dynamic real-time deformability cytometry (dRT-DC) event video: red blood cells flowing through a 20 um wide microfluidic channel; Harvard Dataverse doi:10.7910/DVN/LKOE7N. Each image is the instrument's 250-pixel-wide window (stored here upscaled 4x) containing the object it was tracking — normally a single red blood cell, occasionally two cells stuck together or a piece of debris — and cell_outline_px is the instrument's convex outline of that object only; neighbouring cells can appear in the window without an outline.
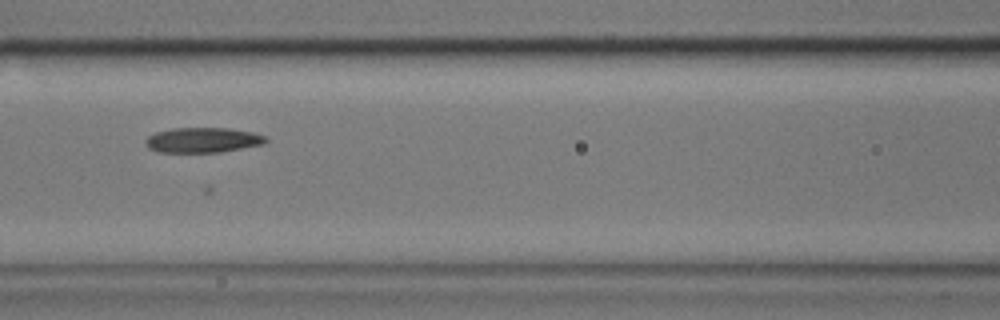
{"species": "common noctule bat (a hibernating species)", "species_latin": "Nyctalus noctula", "temperature_condition": "cold", "stored_images_in_passage": 8, "camera_frame_rate_fps": 3000, "um_per_image_px": 0.085, "animal": {"sex": "male", "body_mass_g": 17.9}, "frame": {"image": 1, "passage_image": 5, "time_ms": 1.333, "image_size_px": [1000, 320], "cell_outline_px": [[268, 140], [264, 144], [220, 152], [160, 152], [148, 148], [144, 144], [144, 140], [148, 136], [156, 132], [172, 128], [228, 128], [252, 132], [264, 136]], "centroid_in_image_um": [17.2, 11.9], "position_along_channel_um": 149.4, "area_um2": 17.57}}